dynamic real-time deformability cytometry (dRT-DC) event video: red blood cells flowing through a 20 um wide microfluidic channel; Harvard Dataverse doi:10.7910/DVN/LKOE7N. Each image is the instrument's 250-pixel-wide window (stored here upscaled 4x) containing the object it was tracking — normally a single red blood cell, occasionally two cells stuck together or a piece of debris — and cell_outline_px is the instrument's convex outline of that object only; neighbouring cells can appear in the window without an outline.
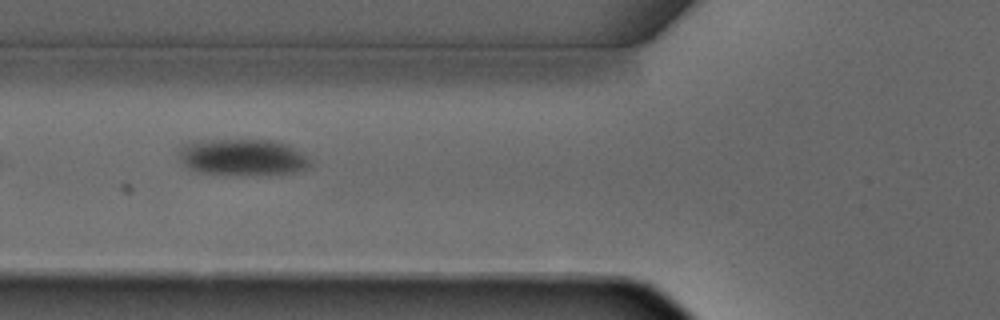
{"species": "common noctule bat (a hibernating species)", "species_latin": "Nyctalus noctula", "temperature_condition": "warm", "stored_images_in_passage": 6, "camera_frame_rate_fps": 3000, "um_per_image_px": 0.085, "animal": {"sex": "male", "forearm_length_mm": 52.5}, "frame": {"image": 1, "passage_image": 5, "time_ms": 4.667, "image_size_px": [1000, 320], "cell_outline_px": [[312, 164], [308, 168], [292, 172], [200, 172], [188, 168], [180, 160], [176, 152], [176, 148], [180, 144], [188, 140], [272, 140], [288, 144], [312, 160]], "centroid_in_image_um": [20.52, 13.29], "position_along_channel_um": 105.3, "area_um2": 27.34}}